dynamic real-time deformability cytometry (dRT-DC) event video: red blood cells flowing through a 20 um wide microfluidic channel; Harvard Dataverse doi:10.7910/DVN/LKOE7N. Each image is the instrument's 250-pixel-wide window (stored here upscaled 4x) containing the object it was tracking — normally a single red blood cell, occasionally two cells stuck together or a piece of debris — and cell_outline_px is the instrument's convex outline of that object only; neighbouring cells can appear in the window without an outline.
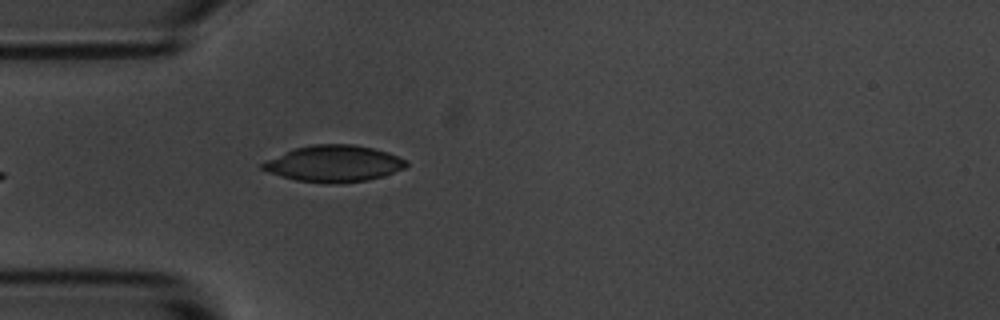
{"species": "common noctule bat (a hibernating species)", "species_latin": "Nyctalus noctula", "temperature_condition": "room temperature", "stored_images_in_passage": 4, "camera_frame_rate_fps": 3000, "um_per_image_px": 0.085, "animal": {"sex": "male", "body_mass_g": 20.1, "forearm_length_mm": 53.5}, "frame": {"image": 1, "passage_image": 4, "time_ms": 3.667, "image_size_px": [1000, 320], "cell_outline_px": [[408, 164], [404, 168], [384, 176], [368, 180], [336, 184], [296, 180], [280, 176], [268, 172], [260, 168], [260, 164], [268, 160], [296, 148], [312, 144], [352, 144], [372, 148], [388, 152], [408, 160]], "centroid_in_image_um": [28.41, 13.91], "position_along_channel_um": 56.6, "area_um2": 30.4}}